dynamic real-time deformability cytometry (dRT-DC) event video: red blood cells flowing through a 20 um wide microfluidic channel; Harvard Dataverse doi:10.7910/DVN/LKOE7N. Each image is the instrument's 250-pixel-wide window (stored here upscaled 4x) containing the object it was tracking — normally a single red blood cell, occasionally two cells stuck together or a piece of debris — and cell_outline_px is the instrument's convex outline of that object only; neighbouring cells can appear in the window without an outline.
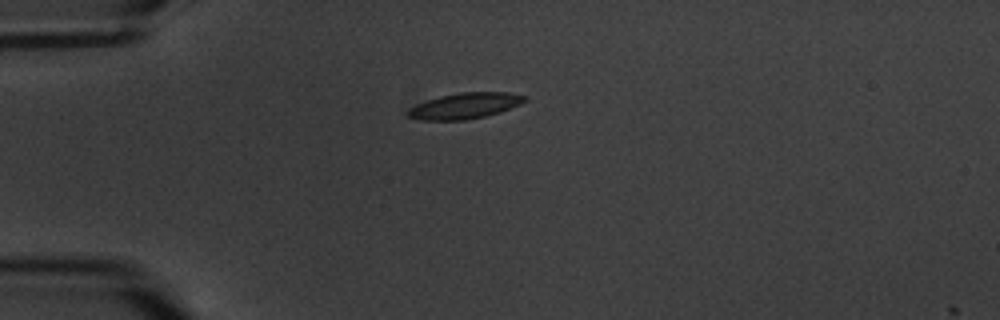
{"species": "common noctule bat (a hibernating species)", "species_latin": "Nyctalus noctula", "temperature_condition": "warm", "stored_images_in_passage": 4, "camera_frame_rate_fps": 3000, "um_per_image_px": 0.085, "animal": {"sex": "male", "body_mass_g": 20.1, "forearm_length_mm": 53.5}, "frame": {"image": 1, "passage_image": 1, "time_ms": 0.0, "image_size_px": [1000, 320], "cell_outline_px": [[528, 100], [520, 104], [500, 112], [484, 116], [464, 120], [420, 120], [408, 116], [408, 112], [416, 104], [440, 96], [460, 92], [508, 92], [524, 96]], "centroid_in_image_um": [39.54, 8.99], "position_along_channel_um": 45.5, "area_um2": 17.34}}